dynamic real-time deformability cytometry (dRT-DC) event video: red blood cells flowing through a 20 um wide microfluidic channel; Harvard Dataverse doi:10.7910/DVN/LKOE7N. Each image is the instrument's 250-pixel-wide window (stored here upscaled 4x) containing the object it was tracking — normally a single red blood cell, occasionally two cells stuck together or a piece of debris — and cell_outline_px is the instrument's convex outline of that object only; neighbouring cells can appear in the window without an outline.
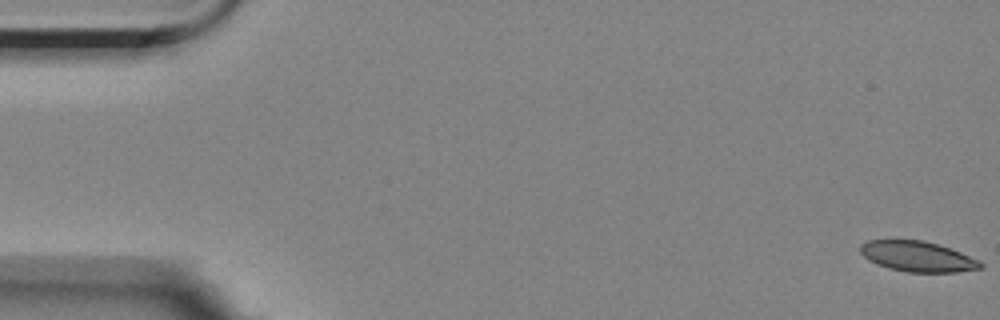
{"species": "Egyptian fruit bat (a non-hibernating species)", "species_latin": "Rousettus aegyptiacus", "temperature_condition": "room temperature", "stored_images_in_passage": 6, "segment_of_instrument_passage": [1, 2], "camera_frame_rate_fps": 3000, "um_per_image_px": 0.085, "animal": {"sex": "female"}, "frame": {"image": 1, "passage_image": 1, "time_ms": 0.0, "image_size_px": [1000, 320], "cell_outline_px": [[984, 268], [956, 272], [908, 272], [888, 268], [876, 264], [868, 260], [860, 252], [860, 244], [868, 240], [924, 240], [960, 252], [980, 260], [984, 264]], "centroid_in_image_um": [78.0, 21.8], "position_along_channel_um": 7.0, "area_um2": 21.33}}
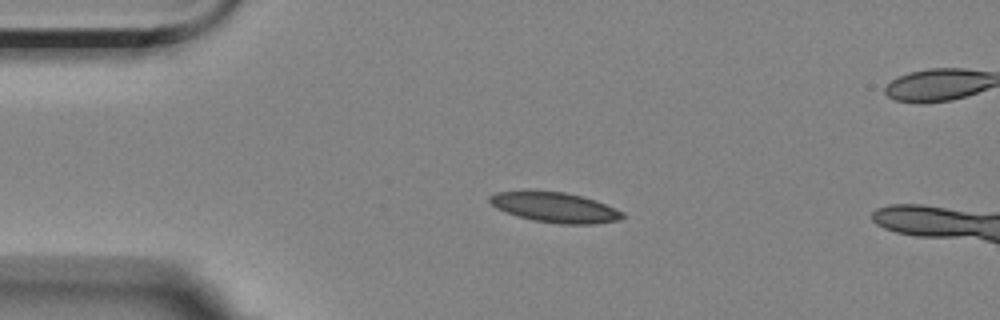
{"frame": {"image": 2, "passage_image": 4, "time_ms": 4.0, "image_size_px": [1000, 320], "cell_outline_px": [[624, 216], [620, 220], [596, 224], [560, 224], [532, 220], [516, 216], [504, 212], [496, 208], [488, 200], [488, 196], [496, 192], [564, 192], [580, 196], [604, 204], [624, 212]], "centroid_in_image_um": [47.16, 17.66], "position_along_channel_um": 37.8, "area_um2": 22.95}}